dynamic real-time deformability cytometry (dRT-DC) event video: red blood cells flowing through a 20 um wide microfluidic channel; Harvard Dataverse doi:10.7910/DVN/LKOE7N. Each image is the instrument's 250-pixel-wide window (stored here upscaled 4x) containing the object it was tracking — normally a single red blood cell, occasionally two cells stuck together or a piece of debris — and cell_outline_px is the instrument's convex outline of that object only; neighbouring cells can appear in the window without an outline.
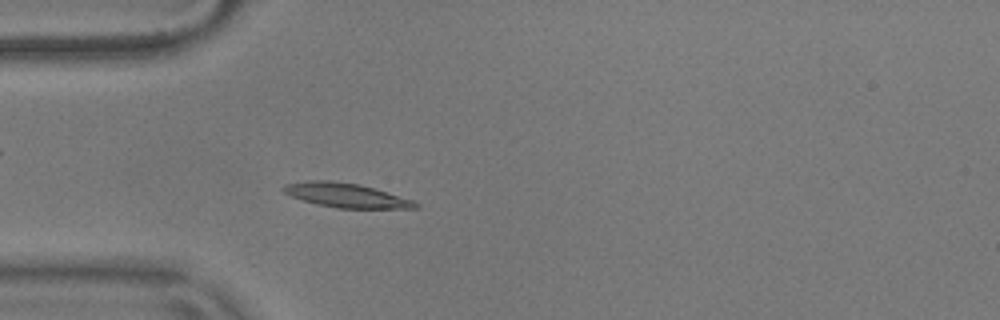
{"species": "common noctule bat (a hibernating species)", "species_latin": "Nyctalus noctula", "temperature_condition": "warm", "stored_images_in_passage": 54, "camera_frame_rate_fps": 3000, "um_per_image_px": 0.085, "animal": {"sex": "male", "body_mass_g": 17.9}, "frame": {"image": 1, "passage_image": 15, "time_ms": 4.667, "image_size_px": [1000, 320], "cell_outline_px": [[420, 208], [336, 208], [316, 204], [292, 196], [284, 192], [280, 188], [284, 184], [308, 180], [332, 180], [360, 184], [412, 200], [420, 204]], "centroid_in_image_um": [29.38, 16.59], "position_along_channel_um": 55.6, "area_um2": 18.61}}
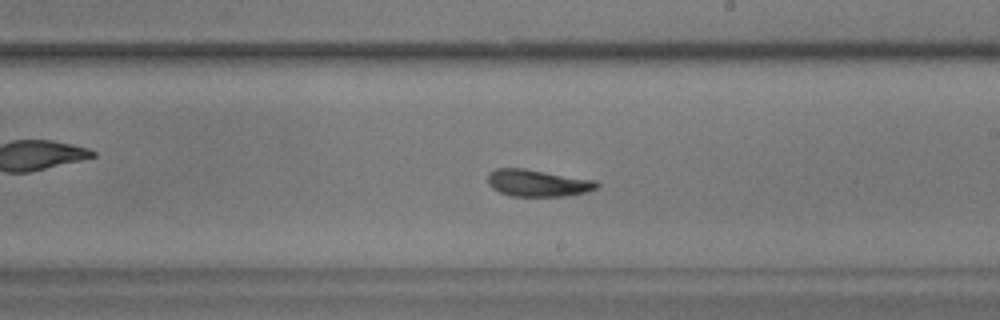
{"frame": {"image": 2, "passage_image": 31, "time_ms": 10.0, "image_size_px": [1000, 320], "cell_outline_px": [[600, 184], [596, 188], [588, 192], [564, 196], [512, 196], [500, 192], [492, 188], [488, 184], [488, 172], [496, 168], [524, 168], [596, 180]], "centroid_in_image_um": [45.7, 15.55], "position_along_channel_um": 243.3, "area_um2": 17.22}}
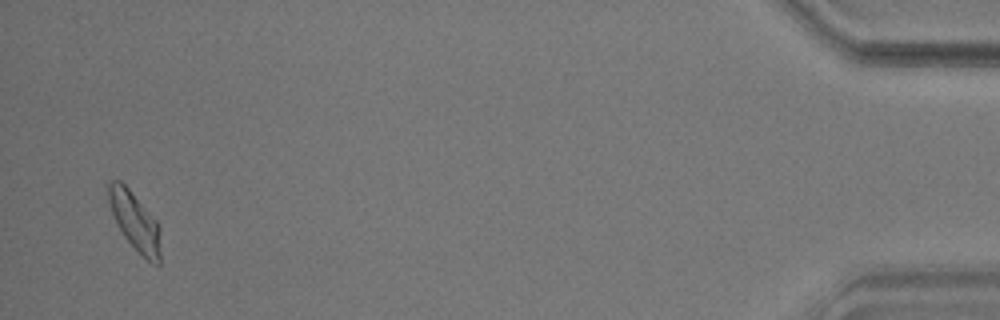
{"frame": {"image": 3, "passage_image": 53, "time_ms": 17.333, "image_size_px": [1000, 320], "cell_outline_px": [[160, 264], [152, 264], [124, 236], [112, 212], [108, 200], [108, 184], [112, 180], [120, 180], [128, 188], [160, 224]], "centroid_in_image_um": [11.49, 18.8], "position_along_channel_um": 423.7, "area_um2": 17.28}, "authors_computed_cell_mechanics": {"area_um2": 17.4556, "velocity_mm_per_s": 3.6101, "shape_relaxation_time_tau1_ms": 6.9748, "shape_relaxation_time_tau2_ms": 1.7567, "deformation_change_tau1": 0.1635, "deformation_change_tau2": 0.0691}}